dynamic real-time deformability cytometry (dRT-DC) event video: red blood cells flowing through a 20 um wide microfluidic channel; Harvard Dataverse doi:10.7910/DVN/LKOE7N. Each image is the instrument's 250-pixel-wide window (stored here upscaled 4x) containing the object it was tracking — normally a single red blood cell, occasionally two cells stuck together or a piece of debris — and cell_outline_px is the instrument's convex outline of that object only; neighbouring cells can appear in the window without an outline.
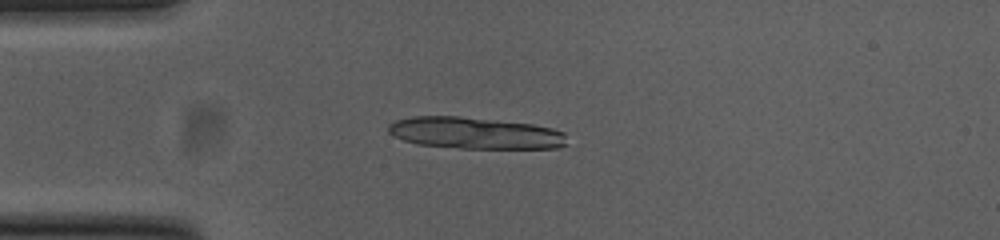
{"species": "common noctule bat (a hibernating species)", "species_latin": "Nyctalus noctula", "temperature_condition": "cold", "stored_images_in_passage": 40, "camera_frame_rate_fps": 3000, "um_per_image_px": 0.085, "animal": {"sex": "female", "body_mass_g": 23.0, "forearm_length_mm": 53.4}, "frame": {"image": 1, "passage_image": 1, "time_ms": 0.0, "image_size_px": [1000, 240], "cell_outline_px": [[564, 144], [560, 148], [460, 148], [416, 144], [404, 140], [388, 132], [388, 124], [396, 120], [412, 116], [460, 116], [532, 124], [552, 128], [564, 132]], "centroid_in_image_um": [40.34, 11.3], "position_along_channel_um": 44.7, "area_um2": 32.77}, "authors_computed_cell_mechanics": {"area_um2": 19.4497, "velocity_mm_per_s": 3.8039, "shape_relaxation_time_tau1_ms": 4.9881, "shape_relaxation_time_tau2_ms": 2.6717, "deformation_change_tau1": 0.1785, "deformation_change_tau2": 0.1074}}